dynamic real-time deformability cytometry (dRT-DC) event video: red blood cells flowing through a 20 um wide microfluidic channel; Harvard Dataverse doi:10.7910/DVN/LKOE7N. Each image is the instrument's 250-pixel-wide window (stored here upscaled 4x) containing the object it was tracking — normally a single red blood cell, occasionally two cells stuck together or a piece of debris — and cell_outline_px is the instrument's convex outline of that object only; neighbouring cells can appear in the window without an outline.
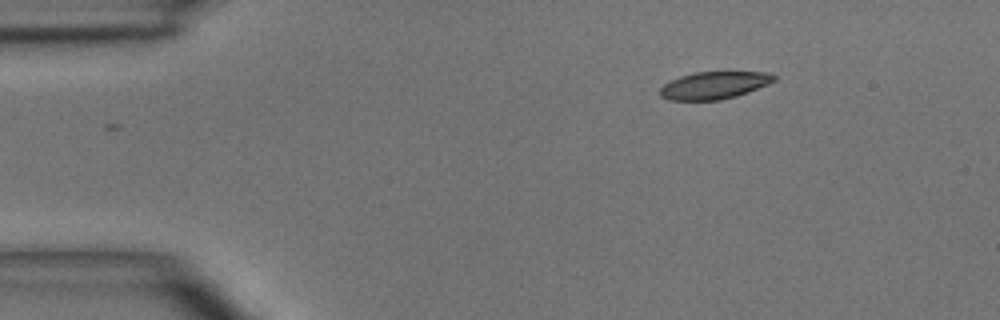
{"species": "common noctule bat (a hibernating species)", "species_latin": "Nyctalus noctula", "temperature_condition": "room temperature", "stored_images_in_passage": 4, "camera_frame_rate_fps": 3000, "um_per_image_px": 0.085, "animal": {"sex": "male", "body_mass_g": 15.6}, "frame": {"image": 1, "passage_image": 4, "time_ms": 3.333, "image_size_px": [1000, 320], "cell_outline_px": [[776, 80], [768, 84], [748, 92], [736, 96], [720, 100], [668, 100], [660, 96], [660, 88], [664, 84], [680, 76], [692, 72], [772, 72], [776, 76]], "centroid_in_image_um": [60.71, 7.24], "position_along_channel_um": 24.3, "area_um2": 18.26}}